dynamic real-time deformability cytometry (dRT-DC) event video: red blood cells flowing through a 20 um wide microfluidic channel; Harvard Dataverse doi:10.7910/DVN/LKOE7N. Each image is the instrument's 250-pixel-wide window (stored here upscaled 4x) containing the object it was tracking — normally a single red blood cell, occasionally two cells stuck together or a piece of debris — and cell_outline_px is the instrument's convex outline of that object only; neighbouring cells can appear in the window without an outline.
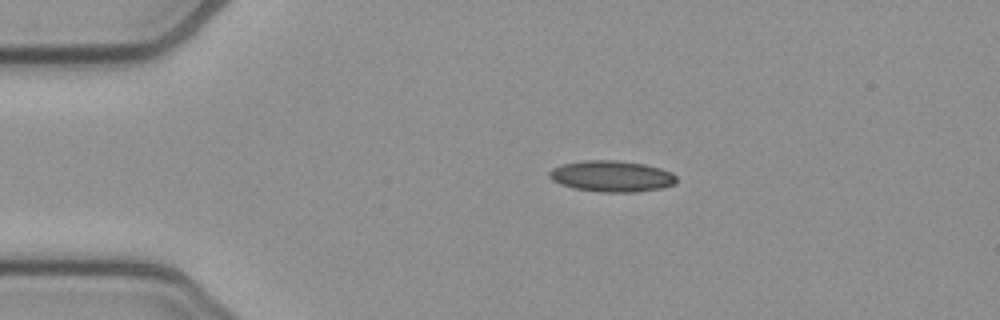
{"species": "common noctule bat (a hibernating species)", "species_latin": "Nyctalus noctula", "temperature_condition": "cold", "stored_images_in_passage": 45, "camera_frame_rate_fps": 3000, "um_per_image_px": 0.085, "animal": {"sex": "female", "body_mass_g": 21.9}, "frame": {"image": 1, "passage_image": 10, "time_ms": 3.0, "image_size_px": [1000, 320], "cell_outline_px": [[676, 184], [660, 188], [636, 192], [600, 192], [572, 188], [560, 184], [552, 180], [548, 176], [548, 172], [552, 168], [564, 164], [584, 160], [620, 160], [644, 164], [660, 168], [672, 172], [676, 176]], "centroid_in_image_um": [51.98, 14.98], "position_along_channel_um": 33.0, "area_um2": 23.24}}
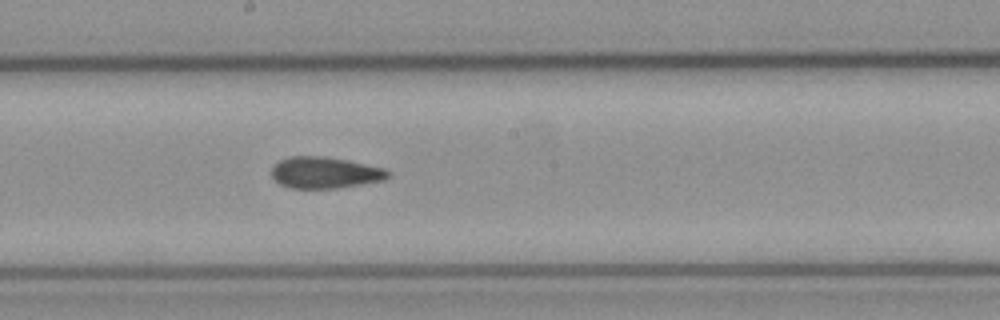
{"frame": {"image": 2, "passage_image": 28, "time_ms": 9.0, "image_size_px": [1000, 320], "cell_outline_px": [[388, 176], [384, 180], [336, 188], [288, 188], [280, 184], [272, 176], [272, 168], [280, 160], [288, 156], [324, 156], [348, 160], [384, 168], [388, 172]], "centroid_in_image_um": [27.59, 14.67], "position_along_channel_um": 220.6, "area_um2": 21.15}}
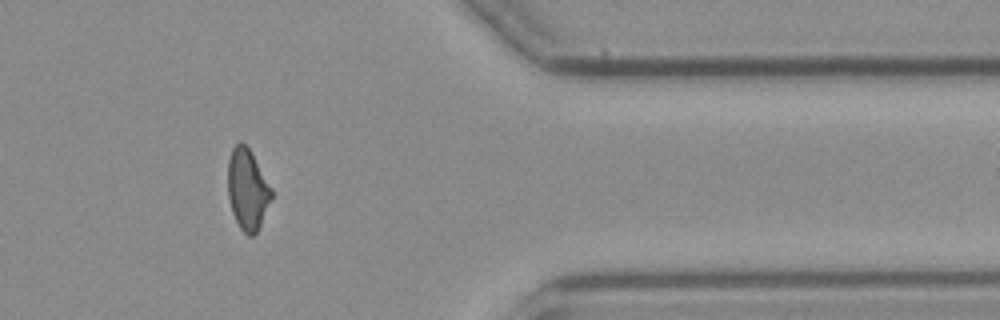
{"frame": {"image": 3, "passage_image": 43, "time_ms": 14.0, "image_size_px": [1000, 320], "cell_outline_px": [[272, 196], [260, 224], [256, 232], [252, 236], [248, 236], [240, 228], [232, 212], [228, 196], [228, 160], [232, 148], [240, 140], [252, 152], [272, 188]], "centroid_in_image_um": [21.02, 16.06], "position_along_channel_um": 390.4, "area_um2": 20.4}, "authors_computed_cell_mechanics": {"area_um2": 21.675, "velocity_mm_per_s": 3.8446, "shape_relaxation_time_tau1_ms": null, "shape_relaxation_time_tau2_ms": 3.395, "deformation_change_tau1": null, "deformation_change_tau2": 0.1009}}